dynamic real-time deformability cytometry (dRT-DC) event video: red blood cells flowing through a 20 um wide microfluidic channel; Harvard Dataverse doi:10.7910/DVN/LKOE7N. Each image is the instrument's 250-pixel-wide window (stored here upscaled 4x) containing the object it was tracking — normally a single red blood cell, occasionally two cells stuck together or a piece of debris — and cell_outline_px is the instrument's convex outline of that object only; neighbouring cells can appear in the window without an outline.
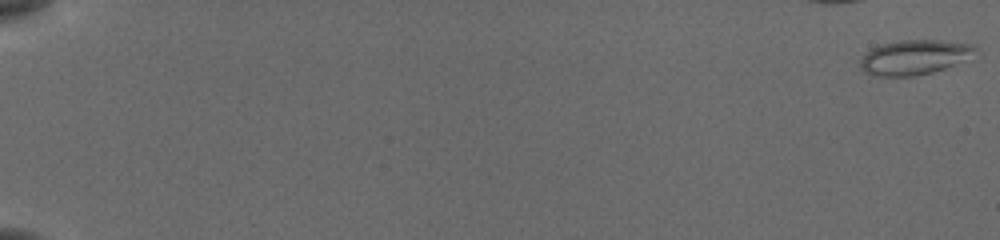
{"species": "common noctule bat (a hibernating species)", "species_latin": "Nyctalus noctula", "temperature_condition": "cold", "stored_images_in_passage": 21, "camera_frame_rate_fps": 3000, "um_per_image_px": 0.085, "animal": {"sex": "female", "body_mass_g": 19.5, "forearm_length_mm": 54.1}, "frame": {"image": 1, "passage_image": 1, "time_ms": 0.0, "image_size_px": [1000, 240], "cell_outline_px": [[980, 48], [960, 60], [944, 68], [932, 72], [912, 76], [872, 76], [864, 72], [860, 68], [860, 60], [872, 48], [880, 44], [900, 40], [940, 40], [972, 44]], "centroid_in_image_um": [77.64, 4.86], "position_along_channel_um": 7.4, "area_um2": 22.89}}